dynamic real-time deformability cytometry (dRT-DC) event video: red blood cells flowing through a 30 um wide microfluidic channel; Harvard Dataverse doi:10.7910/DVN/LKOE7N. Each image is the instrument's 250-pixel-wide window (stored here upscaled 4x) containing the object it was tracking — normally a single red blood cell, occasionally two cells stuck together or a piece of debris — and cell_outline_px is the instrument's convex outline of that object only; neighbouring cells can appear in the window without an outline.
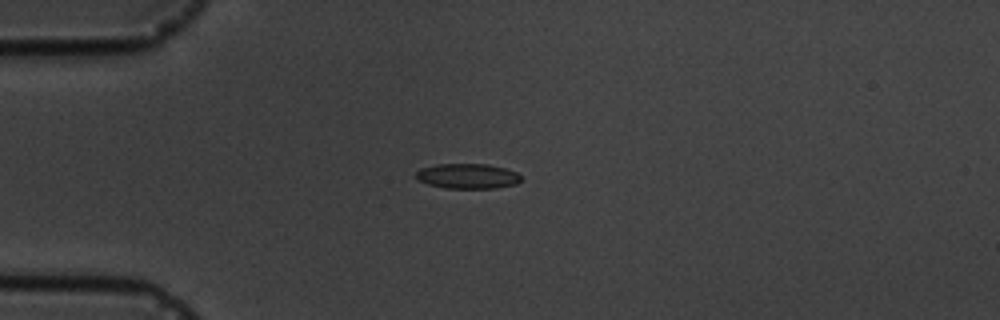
{"species": "common noctule bat (a hibernating species)", "species_latin": "Nyctalus noctula", "temperature_condition": "cold", "stored_images_in_passage": 15, "camera_frame_rate_fps": 3000, "um_per_image_px": 0.085, "animal": {"sex": "male", "body_mass_g": 19.5, "forearm_length_mm": 54.6}, "frame": {"image": 1, "passage_image": 3, "time_ms": 3.0, "image_size_px": [1000, 320], "cell_outline_px": [[520, 180], [516, 184], [496, 188], [444, 188], [428, 184], [420, 180], [416, 176], [416, 172], [420, 168], [436, 164], [488, 164], [504, 168], [516, 172], [520, 176]], "centroid_in_image_um": [39.74, 14.97], "position_along_channel_um": 45.3, "area_um2": 15.26}}
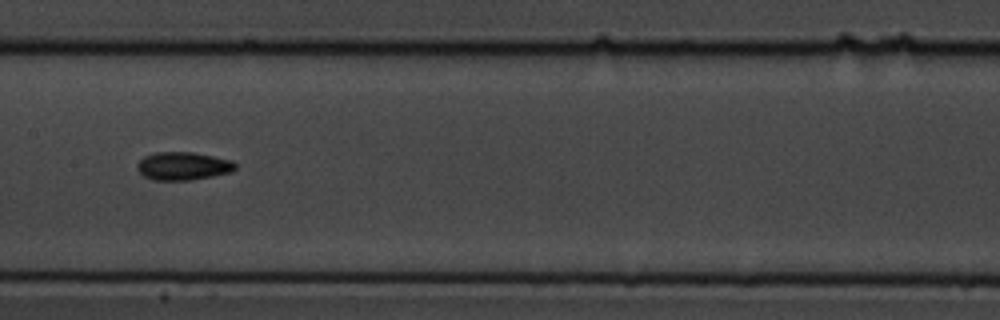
{"frame": {"image": 2, "passage_image": 7, "time_ms": 7.667, "image_size_px": [1000, 320], "cell_outline_px": [[236, 168], [232, 172], [212, 176], [188, 180], [152, 180], [144, 176], [136, 168], [136, 164], [144, 156], [156, 152], [192, 152], [232, 160], [236, 164]], "centroid_in_image_um": [15.55, 14.11], "position_along_channel_um": 191.9, "area_um2": 16.07}}
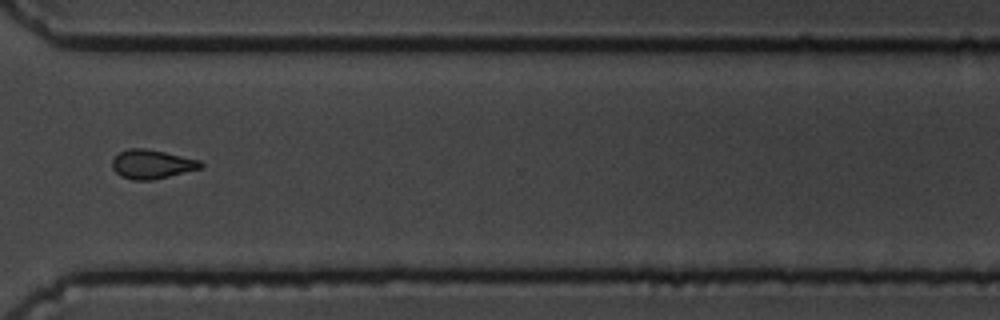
{"frame": {"image": 3, "passage_image": 11, "time_ms": 12.333, "image_size_px": [1000, 320], "cell_outline_px": [[204, 168], [152, 180], [132, 180], [120, 176], [112, 168], [112, 160], [120, 152], [128, 148], [144, 148], [164, 152], [200, 160], [204, 164]], "centroid_in_image_um": [12.93, 13.96], "position_along_channel_um": 357.7, "area_um2": 15.03}, "authors_computed_cell_mechanics": {"area_um2": 14.6812, "velocity_mm_per_s": 3.5672, "shape_relaxation_time_tau1_ms": 8.9326, "shape_relaxation_time_tau2_ms": 6.29, "deformation_change_tau1": 0.1685, "deformation_change_tau2": 0.1083}}